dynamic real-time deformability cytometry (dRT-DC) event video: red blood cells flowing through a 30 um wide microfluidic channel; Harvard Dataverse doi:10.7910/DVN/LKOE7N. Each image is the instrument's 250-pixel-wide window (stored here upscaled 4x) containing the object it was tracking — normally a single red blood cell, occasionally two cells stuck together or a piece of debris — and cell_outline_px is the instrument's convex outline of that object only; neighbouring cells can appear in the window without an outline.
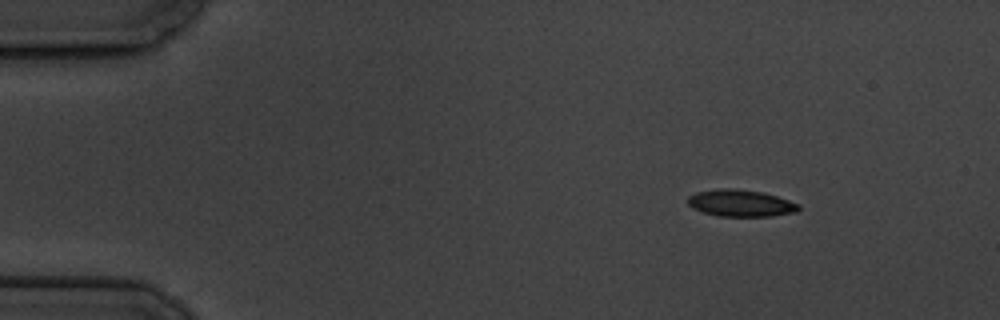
{"species": "common noctule bat (a hibernating species)", "species_latin": "Nyctalus noctula", "temperature_condition": "cold", "stored_images_in_passage": 3, "camera_frame_rate_fps": 3000, "um_per_image_px": 0.085, "animal": {"sex": "male", "body_mass_g": 19.5, "forearm_length_mm": 54.6}, "frame": {"image": 1, "passage_image": 1, "time_ms": 0.0, "image_size_px": [1000, 320], "cell_outline_px": [[800, 208], [796, 212], [772, 216], [716, 216], [692, 208], [688, 204], [688, 196], [696, 192], [724, 188], [736, 188], [764, 192], [800, 204]], "centroid_in_image_um": [62.96, 17.26], "position_along_channel_um": 22.0, "area_um2": 17.4}}